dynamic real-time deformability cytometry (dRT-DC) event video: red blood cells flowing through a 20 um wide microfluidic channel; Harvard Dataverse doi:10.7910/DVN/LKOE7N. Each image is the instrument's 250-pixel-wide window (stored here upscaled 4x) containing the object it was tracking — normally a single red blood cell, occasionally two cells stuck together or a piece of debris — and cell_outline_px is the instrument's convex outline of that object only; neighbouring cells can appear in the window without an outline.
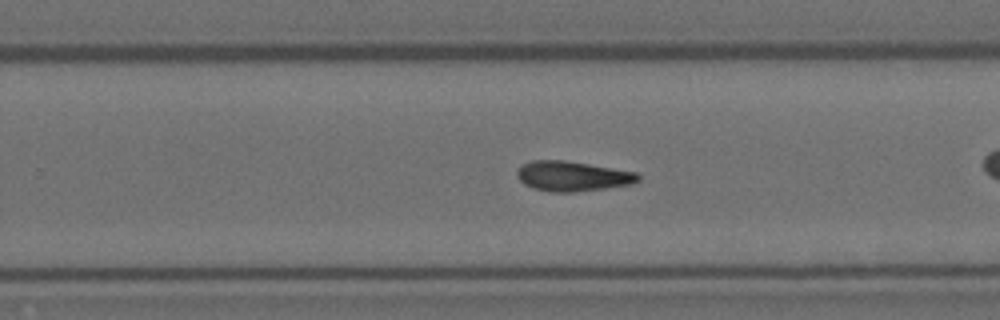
{"species": "Egyptian fruit bat (a non-hibernating species)", "species_latin": "Rousettus aegyptiacus", "temperature_condition": "room temperature", "stored_images_in_passage": 15, "camera_frame_rate_fps": 3000, "um_per_image_px": 0.085, "animal": {"sex": "female"}, "frame": {"image": 1, "passage_image": 13, "time_ms": 4.0, "image_size_px": [1000, 320], "cell_outline_px": [[640, 180], [632, 184], [604, 188], [572, 192], [552, 192], [532, 188], [524, 184], [516, 176], [516, 172], [524, 164], [532, 160], [564, 160], [636, 172], [640, 176]], "centroid_in_image_um": [48.65, 14.98], "position_along_channel_um": 281.2, "area_um2": 20.98}}